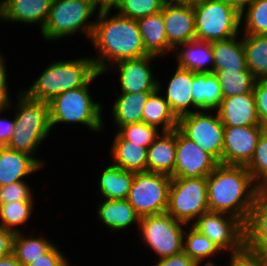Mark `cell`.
Returning <instances> with one entry per match:
<instances>
[{"mask_svg":"<svg viewBox=\"0 0 267 266\" xmlns=\"http://www.w3.org/2000/svg\"><path fill=\"white\" fill-rule=\"evenodd\" d=\"M220 163L176 128L174 178L208 177Z\"/></svg>","mask_w":267,"mask_h":266,"instance_id":"obj_14","label":"cell"},{"mask_svg":"<svg viewBox=\"0 0 267 266\" xmlns=\"http://www.w3.org/2000/svg\"><path fill=\"white\" fill-rule=\"evenodd\" d=\"M178 129L222 164L224 125L216 111L200 110L178 120Z\"/></svg>","mask_w":267,"mask_h":266,"instance_id":"obj_12","label":"cell"},{"mask_svg":"<svg viewBox=\"0 0 267 266\" xmlns=\"http://www.w3.org/2000/svg\"><path fill=\"white\" fill-rule=\"evenodd\" d=\"M213 72L218 77L223 97L243 95L254 89L256 78L249 70L224 69Z\"/></svg>","mask_w":267,"mask_h":266,"instance_id":"obj_36","label":"cell"},{"mask_svg":"<svg viewBox=\"0 0 267 266\" xmlns=\"http://www.w3.org/2000/svg\"><path fill=\"white\" fill-rule=\"evenodd\" d=\"M206 180L209 211L238 218L254 234L267 232V194L246 166L219 164Z\"/></svg>","mask_w":267,"mask_h":266,"instance_id":"obj_1","label":"cell"},{"mask_svg":"<svg viewBox=\"0 0 267 266\" xmlns=\"http://www.w3.org/2000/svg\"><path fill=\"white\" fill-rule=\"evenodd\" d=\"M151 266H194L195 261L184 251L175 254L173 256H168L164 258H160L157 260H153L151 258Z\"/></svg>","mask_w":267,"mask_h":266,"instance_id":"obj_45","label":"cell"},{"mask_svg":"<svg viewBox=\"0 0 267 266\" xmlns=\"http://www.w3.org/2000/svg\"><path fill=\"white\" fill-rule=\"evenodd\" d=\"M191 225L224 254L240 249L255 235L241 220L226 213L207 211Z\"/></svg>","mask_w":267,"mask_h":266,"instance_id":"obj_10","label":"cell"},{"mask_svg":"<svg viewBox=\"0 0 267 266\" xmlns=\"http://www.w3.org/2000/svg\"><path fill=\"white\" fill-rule=\"evenodd\" d=\"M37 201H18L0 205V225L13 233L24 232L28 225H33L31 220L35 214ZM32 218V219H31ZM28 227V228H27Z\"/></svg>","mask_w":267,"mask_h":266,"instance_id":"obj_33","label":"cell"},{"mask_svg":"<svg viewBox=\"0 0 267 266\" xmlns=\"http://www.w3.org/2000/svg\"><path fill=\"white\" fill-rule=\"evenodd\" d=\"M171 180L163 173L136 172L127 200L140 217L166 213Z\"/></svg>","mask_w":267,"mask_h":266,"instance_id":"obj_11","label":"cell"},{"mask_svg":"<svg viewBox=\"0 0 267 266\" xmlns=\"http://www.w3.org/2000/svg\"><path fill=\"white\" fill-rule=\"evenodd\" d=\"M165 5L187 4V0H162Z\"/></svg>","mask_w":267,"mask_h":266,"instance_id":"obj_52","label":"cell"},{"mask_svg":"<svg viewBox=\"0 0 267 266\" xmlns=\"http://www.w3.org/2000/svg\"><path fill=\"white\" fill-rule=\"evenodd\" d=\"M105 167L95 176L97 177V185L95 187L99 199L121 200L127 199L131 189L135 173L121 169L111 164L109 161L105 162ZM108 163V164H107Z\"/></svg>","mask_w":267,"mask_h":266,"instance_id":"obj_22","label":"cell"},{"mask_svg":"<svg viewBox=\"0 0 267 266\" xmlns=\"http://www.w3.org/2000/svg\"><path fill=\"white\" fill-rule=\"evenodd\" d=\"M168 44L179 45L196 40L193 4L165 5L162 8Z\"/></svg>","mask_w":267,"mask_h":266,"instance_id":"obj_19","label":"cell"},{"mask_svg":"<svg viewBox=\"0 0 267 266\" xmlns=\"http://www.w3.org/2000/svg\"><path fill=\"white\" fill-rule=\"evenodd\" d=\"M176 160V128L161 132L147 149V171L174 178Z\"/></svg>","mask_w":267,"mask_h":266,"instance_id":"obj_26","label":"cell"},{"mask_svg":"<svg viewBox=\"0 0 267 266\" xmlns=\"http://www.w3.org/2000/svg\"><path fill=\"white\" fill-rule=\"evenodd\" d=\"M209 211L206 177L172 178L166 213L191 225Z\"/></svg>","mask_w":267,"mask_h":266,"instance_id":"obj_9","label":"cell"},{"mask_svg":"<svg viewBox=\"0 0 267 266\" xmlns=\"http://www.w3.org/2000/svg\"><path fill=\"white\" fill-rule=\"evenodd\" d=\"M0 266H22V264L11 253L7 257L0 259Z\"/></svg>","mask_w":267,"mask_h":266,"instance_id":"obj_49","label":"cell"},{"mask_svg":"<svg viewBox=\"0 0 267 266\" xmlns=\"http://www.w3.org/2000/svg\"><path fill=\"white\" fill-rule=\"evenodd\" d=\"M18 88L16 100L9 108L14 113L15 129L6 146L33 156L46 169L48 161L37 154L43 148L41 145L51 138L50 134L53 136L48 102L32 99Z\"/></svg>","mask_w":267,"mask_h":266,"instance_id":"obj_4","label":"cell"},{"mask_svg":"<svg viewBox=\"0 0 267 266\" xmlns=\"http://www.w3.org/2000/svg\"><path fill=\"white\" fill-rule=\"evenodd\" d=\"M109 145V162L130 172L147 171V149L136 143L125 140L117 131Z\"/></svg>","mask_w":267,"mask_h":266,"instance_id":"obj_24","label":"cell"},{"mask_svg":"<svg viewBox=\"0 0 267 266\" xmlns=\"http://www.w3.org/2000/svg\"><path fill=\"white\" fill-rule=\"evenodd\" d=\"M183 251L195 262L213 261L225 255L207 236L200 233L192 225H186L184 231Z\"/></svg>","mask_w":267,"mask_h":266,"instance_id":"obj_34","label":"cell"},{"mask_svg":"<svg viewBox=\"0 0 267 266\" xmlns=\"http://www.w3.org/2000/svg\"><path fill=\"white\" fill-rule=\"evenodd\" d=\"M8 58L6 57L1 63H0V113L8 112L13 99L11 98V91L13 89L10 88L9 85H11L10 81H8V77L11 73H9V67L7 63Z\"/></svg>","mask_w":267,"mask_h":266,"instance_id":"obj_43","label":"cell"},{"mask_svg":"<svg viewBox=\"0 0 267 266\" xmlns=\"http://www.w3.org/2000/svg\"><path fill=\"white\" fill-rule=\"evenodd\" d=\"M117 132L127 141L148 148L161 133L156 127L144 122L130 123L121 126Z\"/></svg>","mask_w":267,"mask_h":266,"instance_id":"obj_40","label":"cell"},{"mask_svg":"<svg viewBox=\"0 0 267 266\" xmlns=\"http://www.w3.org/2000/svg\"><path fill=\"white\" fill-rule=\"evenodd\" d=\"M103 74L99 72L83 87L71 89L53 97L49 102V119L52 131L58 126H82L95 135L104 134L106 122L105 109L101 100L93 98L91 87ZM94 99V100H93ZM104 114V116H103ZM70 124V125H69Z\"/></svg>","mask_w":267,"mask_h":266,"instance_id":"obj_3","label":"cell"},{"mask_svg":"<svg viewBox=\"0 0 267 266\" xmlns=\"http://www.w3.org/2000/svg\"><path fill=\"white\" fill-rule=\"evenodd\" d=\"M240 14L242 34L267 35V0H255Z\"/></svg>","mask_w":267,"mask_h":266,"instance_id":"obj_37","label":"cell"},{"mask_svg":"<svg viewBox=\"0 0 267 266\" xmlns=\"http://www.w3.org/2000/svg\"><path fill=\"white\" fill-rule=\"evenodd\" d=\"M186 225L168 213L140 217L137 244L153 252L154 260L173 256L183 251Z\"/></svg>","mask_w":267,"mask_h":266,"instance_id":"obj_7","label":"cell"},{"mask_svg":"<svg viewBox=\"0 0 267 266\" xmlns=\"http://www.w3.org/2000/svg\"><path fill=\"white\" fill-rule=\"evenodd\" d=\"M137 23L148 55L161 58L162 61L171 58L169 54L173 56L174 49L168 44L162 11L139 18Z\"/></svg>","mask_w":267,"mask_h":266,"instance_id":"obj_23","label":"cell"},{"mask_svg":"<svg viewBox=\"0 0 267 266\" xmlns=\"http://www.w3.org/2000/svg\"><path fill=\"white\" fill-rule=\"evenodd\" d=\"M202 0H187V4H193Z\"/></svg>","mask_w":267,"mask_h":266,"instance_id":"obj_54","label":"cell"},{"mask_svg":"<svg viewBox=\"0 0 267 266\" xmlns=\"http://www.w3.org/2000/svg\"><path fill=\"white\" fill-rule=\"evenodd\" d=\"M44 167L31 155L0 146V187L22 180H31Z\"/></svg>","mask_w":267,"mask_h":266,"instance_id":"obj_20","label":"cell"},{"mask_svg":"<svg viewBox=\"0 0 267 266\" xmlns=\"http://www.w3.org/2000/svg\"><path fill=\"white\" fill-rule=\"evenodd\" d=\"M52 0H0V24L39 26L41 31L48 19Z\"/></svg>","mask_w":267,"mask_h":266,"instance_id":"obj_17","label":"cell"},{"mask_svg":"<svg viewBox=\"0 0 267 266\" xmlns=\"http://www.w3.org/2000/svg\"><path fill=\"white\" fill-rule=\"evenodd\" d=\"M246 168L254 182L267 194V128L262 131L253 157Z\"/></svg>","mask_w":267,"mask_h":266,"instance_id":"obj_38","label":"cell"},{"mask_svg":"<svg viewBox=\"0 0 267 266\" xmlns=\"http://www.w3.org/2000/svg\"><path fill=\"white\" fill-rule=\"evenodd\" d=\"M193 112L215 111L222 102L223 94L214 72L195 73L192 80Z\"/></svg>","mask_w":267,"mask_h":266,"instance_id":"obj_29","label":"cell"},{"mask_svg":"<svg viewBox=\"0 0 267 266\" xmlns=\"http://www.w3.org/2000/svg\"><path fill=\"white\" fill-rule=\"evenodd\" d=\"M264 129L261 125L224 127L222 164L246 166L253 157Z\"/></svg>","mask_w":267,"mask_h":266,"instance_id":"obj_15","label":"cell"},{"mask_svg":"<svg viewBox=\"0 0 267 266\" xmlns=\"http://www.w3.org/2000/svg\"><path fill=\"white\" fill-rule=\"evenodd\" d=\"M33 231H24L14 233L12 240V254L16 259L22 264V266H27L33 260L40 258L42 255L46 254L56 243L53 242L48 233L38 234ZM30 232V233H29Z\"/></svg>","mask_w":267,"mask_h":266,"instance_id":"obj_28","label":"cell"},{"mask_svg":"<svg viewBox=\"0 0 267 266\" xmlns=\"http://www.w3.org/2000/svg\"><path fill=\"white\" fill-rule=\"evenodd\" d=\"M178 120L158 90L149 95L142 112V122L156 127L161 132H167L178 128Z\"/></svg>","mask_w":267,"mask_h":266,"instance_id":"obj_31","label":"cell"},{"mask_svg":"<svg viewBox=\"0 0 267 266\" xmlns=\"http://www.w3.org/2000/svg\"><path fill=\"white\" fill-rule=\"evenodd\" d=\"M170 74L166 73V80L162 81L158 75L157 90L169 103L171 110L179 119L180 117L193 113L192 80L193 71L173 66ZM168 75L170 77H168ZM165 82V83H164Z\"/></svg>","mask_w":267,"mask_h":266,"instance_id":"obj_16","label":"cell"},{"mask_svg":"<svg viewBox=\"0 0 267 266\" xmlns=\"http://www.w3.org/2000/svg\"><path fill=\"white\" fill-rule=\"evenodd\" d=\"M225 255L221 262L228 261L227 266H267V232L255 234L240 249Z\"/></svg>","mask_w":267,"mask_h":266,"instance_id":"obj_32","label":"cell"},{"mask_svg":"<svg viewBox=\"0 0 267 266\" xmlns=\"http://www.w3.org/2000/svg\"><path fill=\"white\" fill-rule=\"evenodd\" d=\"M196 40L213 42L241 33L240 11L225 0L193 3Z\"/></svg>","mask_w":267,"mask_h":266,"instance_id":"obj_8","label":"cell"},{"mask_svg":"<svg viewBox=\"0 0 267 266\" xmlns=\"http://www.w3.org/2000/svg\"><path fill=\"white\" fill-rule=\"evenodd\" d=\"M122 0H97L100 10H114Z\"/></svg>","mask_w":267,"mask_h":266,"instance_id":"obj_48","label":"cell"},{"mask_svg":"<svg viewBox=\"0 0 267 266\" xmlns=\"http://www.w3.org/2000/svg\"><path fill=\"white\" fill-rule=\"evenodd\" d=\"M253 92L260 124L267 128V79H256Z\"/></svg>","mask_w":267,"mask_h":266,"instance_id":"obj_44","label":"cell"},{"mask_svg":"<svg viewBox=\"0 0 267 266\" xmlns=\"http://www.w3.org/2000/svg\"><path fill=\"white\" fill-rule=\"evenodd\" d=\"M227 3L235 6L240 12L255 0H225Z\"/></svg>","mask_w":267,"mask_h":266,"instance_id":"obj_50","label":"cell"},{"mask_svg":"<svg viewBox=\"0 0 267 266\" xmlns=\"http://www.w3.org/2000/svg\"><path fill=\"white\" fill-rule=\"evenodd\" d=\"M90 55L46 62L40 75L20 90L32 99L49 102L62 92L83 87L98 73Z\"/></svg>","mask_w":267,"mask_h":266,"instance_id":"obj_5","label":"cell"},{"mask_svg":"<svg viewBox=\"0 0 267 266\" xmlns=\"http://www.w3.org/2000/svg\"><path fill=\"white\" fill-rule=\"evenodd\" d=\"M215 111L224 127L261 125L253 91L243 95L223 97Z\"/></svg>","mask_w":267,"mask_h":266,"instance_id":"obj_21","label":"cell"},{"mask_svg":"<svg viewBox=\"0 0 267 266\" xmlns=\"http://www.w3.org/2000/svg\"><path fill=\"white\" fill-rule=\"evenodd\" d=\"M99 11L96 0H52L41 38L59 43L80 33L89 43Z\"/></svg>","mask_w":267,"mask_h":266,"instance_id":"obj_6","label":"cell"},{"mask_svg":"<svg viewBox=\"0 0 267 266\" xmlns=\"http://www.w3.org/2000/svg\"><path fill=\"white\" fill-rule=\"evenodd\" d=\"M247 68L256 79H267V35L242 34Z\"/></svg>","mask_w":267,"mask_h":266,"instance_id":"obj_35","label":"cell"},{"mask_svg":"<svg viewBox=\"0 0 267 266\" xmlns=\"http://www.w3.org/2000/svg\"><path fill=\"white\" fill-rule=\"evenodd\" d=\"M153 92L141 93H116L117 97L112 101L110 114L112 125H115L113 132L117 131L121 126L130 123L142 122V112L146 104L147 98Z\"/></svg>","mask_w":267,"mask_h":266,"instance_id":"obj_27","label":"cell"},{"mask_svg":"<svg viewBox=\"0 0 267 266\" xmlns=\"http://www.w3.org/2000/svg\"><path fill=\"white\" fill-rule=\"evenodd\" d=\"M162 0H122L114 9L118 14L131 19H139L162 11Z\"/></svg>","mask_w":267,"mask_h":266,"instance_id":"obj_39","label":"cell"},{"mask_svg":"<svg viewBox=\"0 0 267 266\" xmlns=\"http://www.w3.org/2000/svg\"><path fill=\"white\" fill-rule=\"evenodd\" d=\"M178 67L195 73H207L214 70V57L211 42L194 40L179 45L173 53Z\"/></svg>","mask_w":267,"mask_h":266,"instance_id":"obj_25","label":"cell"},{"mask_svg":"<svg viewBox=\"0 0 267 266\" xmlns=\"http://www.w3.org/2000/svg\"><path fill=\"white\" fill-rule=\"evenodd\" d=\"M62 247L57 243L40 258L33 260L27 266H74L72 259L62 251ZM72 263V264H71Z\"/></svg>","mask_w":267,"mask_h":266,"instance_id":"obj_42","label":"cell"},{"mask_svg":"<svg viewBox=\"0 0 267 266\" xmlns=\"http://www.w3.org/2000/svg\"><path fill=\"white\" fill-rule=\"evenodd\" d=\"M89 42L95 52V57H90L100 74L119 61L148 55L137 20L121 16L115 10L99 11Z\"/></svg>","mask_w":267,"mask_h":266,"instance_id":"obj_2","label":"cell"},{"mask_svg":"<svg viewBox=\"0 0 267 266\" xmlns=\"http://www.w3.org/2000/svg\"><path fill=\"white\" fill-rule=\"evenodd\" d=\"M5 114L7 113L6 112L0 113V146H6L8 144L15 129L14 114H11L13 115V117L9 115L10 118Z\"/></svg>","mask_w":267,"mask_h":266,"instance_id":"obj_46","label":"cell"},{"mask_svg":"<svg viewBox=\"0 0 267 266\" xmlns=\"http://www.w3.org/2000/svg\"><path fill=\"white\" fill-rule=\"evenodd\" d=\"M95 216L99 224L105 230L118 234L126 230L132 233V229L138 231L140 216L135 212L127 199L112 200L100 199L95 206ZM101 222V223H100ZM137 226V227H136ZM134 227V228H133ZM130 228V229H129Z\"/></svg>","mask_w":267,"mask_h":266,"instance_id":"obj_18","label":"cell"},{"mask_svg":"<svg viewBox=\"0 0 267 266\" xmlns=\"http://www.w3.org/2000/svg\"><path fill=\"white\" fill-rule=\"evenodd\" d=\"M30 180H22L0 187V205L18 201H36ZM32 186V187H31ZM34 192V193H33Z\"/></svg>","mask_w":267,"mask_h":266,"instance_id":"obj_41","label":"cell"},{"mask_svg":"<svg viewBox=\"0 0 267 266\" xmlns=\"http://www.w3.org/2000/svg\"><path fill=\"white\" fill-rule=\"evenodd\" d=\"M6 57H8V56H6L5 53L3 54V50L1 49V50H0V63H1Z\"/></svg>","mask_w":267,"mask_h":266,"instance_id":"obj_53","label":"cell"},{"mask_svg":"<svg viewBox=\"0 0 267 266\" xmlns=\"http://www.w3.org/2000/svg\"><path fill=\"white\" fill-rule=\"evenodd\" d=\"M160 58L146 55L135 59H126L110 66L106 74H114L118 79L116 87L118 93L155 92L158 85V72H155V64ZM154 63V64H153ZM118 75V76H117ZM119 82V83H118Z\"/></svg>","mask_w":267,"mask_h":266,"instance_id":"obj_13","label":"cell"},{"mask_svg":"<svg viewBox=\"0 0 267 266\" xmlns=\"http://www.w3.org/2000/svg\"><path fill=\"white\" fill-rule=\"evenodd\" d=\"M14 233L0 225V259L12 253V240Z\"/></svg>","mask_w":267,"mask_h":266,"instance_id":"obj_47","label":"cell"},{"mask_svg":"<svg viewBox=\"0 0 267 266\" xmlns=\"http://www.w3.org/2000/svg\"><path fill=\"white\" fill-rule=\"evenodd\" d=\"M216 261H217V264H216ZM220 261L218 260H213V261H198L195 263L194 266H222V265H218ZM224 266H227V261H226V264L224 263L223 264Z\"/></svg>","mask_w":267,"mask_h":266,"instance_id":"obj_51","label":"cell"},{"mask_svg":"<svg viewBox=\"0 0 267 266\" xmlns=\"http://www.w3.org/2000/svg\"><path fill=\"white\" fill-rule=\"evenodd\" d=\"M214 57V70L247 68L242 33L224 40L211 42Z\"/></svg>","mask_w":267,"mask_h":266,"instance_id":"obj_30","label":"cell"}]
</instances>
